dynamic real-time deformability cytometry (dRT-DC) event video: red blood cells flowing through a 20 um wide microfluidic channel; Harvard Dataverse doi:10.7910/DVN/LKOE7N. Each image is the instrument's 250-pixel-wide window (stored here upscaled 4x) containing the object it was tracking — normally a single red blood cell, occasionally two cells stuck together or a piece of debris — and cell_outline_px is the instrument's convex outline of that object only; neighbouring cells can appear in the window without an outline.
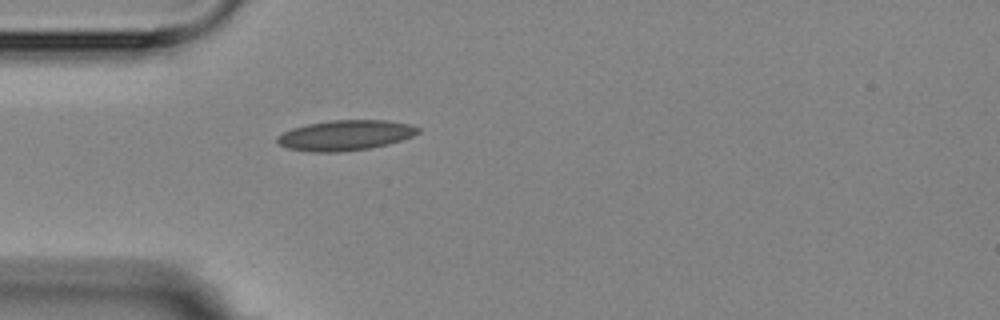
{"species": "Egyptian fruit bat (a non-hibernating species)", "species_latin": "Rousettus aegyptiacus", "temperature_condition": "room temperature", "stored_images_in_passage": 1, "camera_frame_rate_fps": 3000, "um_per_image_px": 0.085, "animal": {"sex": "female"}, "frame": {"image": 1, "passage_image": 1, "time_ms": 0.0, "image_size_px": [1000, 320], "cell_outline_px": [[420, 132], [412, 136], [388, 144], [368, 148], [340, 152], [308, 152], [288, 148], [276, 144], [276, 136], [292, 128], [308, 124], [332, 120], [388, 120], [408, 124], [420, 128]], "centroid_in_image_um": [29.31, 11.5], "position_along_channel_um": 55.7, "area_um2": 24.85}}